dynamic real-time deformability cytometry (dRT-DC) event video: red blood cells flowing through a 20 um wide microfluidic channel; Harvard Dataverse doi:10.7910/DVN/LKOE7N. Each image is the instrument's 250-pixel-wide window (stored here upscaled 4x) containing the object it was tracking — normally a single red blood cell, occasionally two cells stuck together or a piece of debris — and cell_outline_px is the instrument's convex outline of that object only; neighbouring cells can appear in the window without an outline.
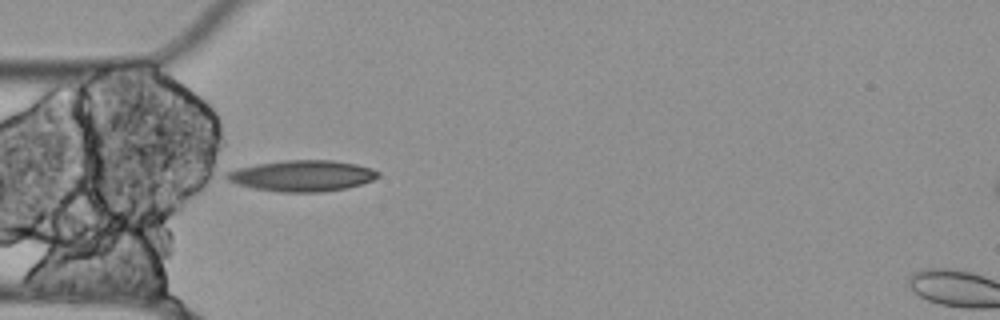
{"species": "Egyptian fruit bat (a non-hibernating species)", "species_latin": "Rousettus aegyptiacus", "temperature_condition": "cold", "stored_images_in_passage": 38, "camera_frame_rate_fps": 3000, "um_per_image_px": 0.085, "animal": {"sex": "female"}, "frame": {"image": 1, "passage_image": 1, "time_ms": 0.0, "image_size_px": [1000, 320], "cell_outline_px": [[380, 176], [372, 180], [348, 188], [324, 192], [280, 192], [252, 188], [236, 184], [228, 180], [224, 176], [224, 172], [236, 168], [256, 164], [284, 160], [332, 160], [356, 164], [372, 168], [380, 172]], "centroid_in_image_um": [25.66, 14.94], "position_along_channel_um": 59.3, "area_um2": 27.69}}
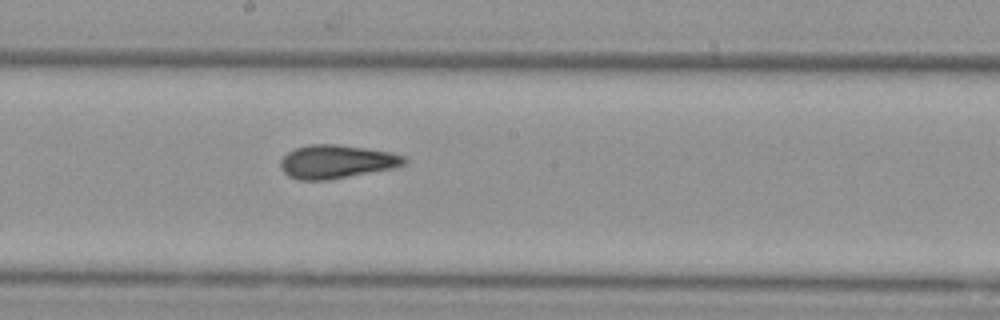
{"frame": {"image": 2, "passage_image": 14, "time_ms": 4.333, "image_size_px": [1000, 320], "cell_outline_px": [[408, 160], [404, 164], [396, 168], [328, 180], [300, 180], [288, 176], [280, 168], [280, 160], [288, 152], [296, 148], [308, 144], [336, 144], [392, 152], [404, 156]], "centroid_in_image_um": [28.61, 13.74], "position_along_channel_um": 219.6, "area_um2": 24.28}}
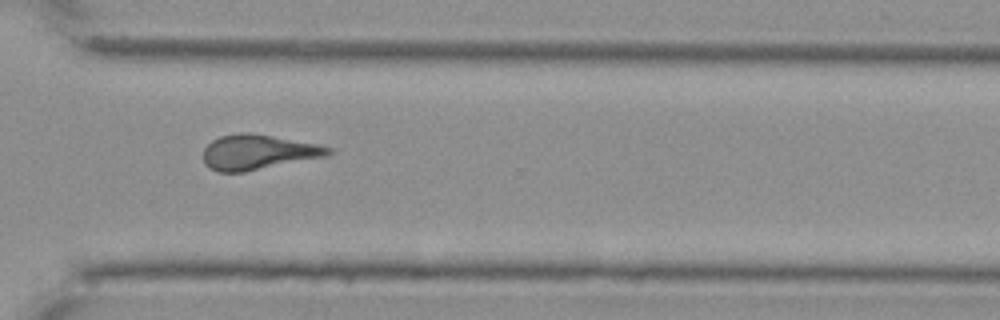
{"frame": {"image": 3, "passage_image": 25, "time_ms": 8.0, "image_size_px": [1000, 320], "cell_outline_px": [[336, 152], [328, 156], [244, 172], [220, 172], [204, 164], [204, 148], [212, 140], [220, 136], [240, 132], [248, 132], [272, 136], [316, 144], [332, 148]], "centroid_in_image_um": [21.96, 12.93], "position_along_channel_um": 348.6, "area_um2": 25.43}, "authors_computed_cell_mechanics": {"area_um2": 24.9118, "velocity_mm_per_s": 3.5159, "shape_relaxation_time_tau1_ms": null, "shape_relaxation_time_tau2_ms": 7.2491, "deformation_change_tau1": null, "deformation_change_tau2": 0.1754}}